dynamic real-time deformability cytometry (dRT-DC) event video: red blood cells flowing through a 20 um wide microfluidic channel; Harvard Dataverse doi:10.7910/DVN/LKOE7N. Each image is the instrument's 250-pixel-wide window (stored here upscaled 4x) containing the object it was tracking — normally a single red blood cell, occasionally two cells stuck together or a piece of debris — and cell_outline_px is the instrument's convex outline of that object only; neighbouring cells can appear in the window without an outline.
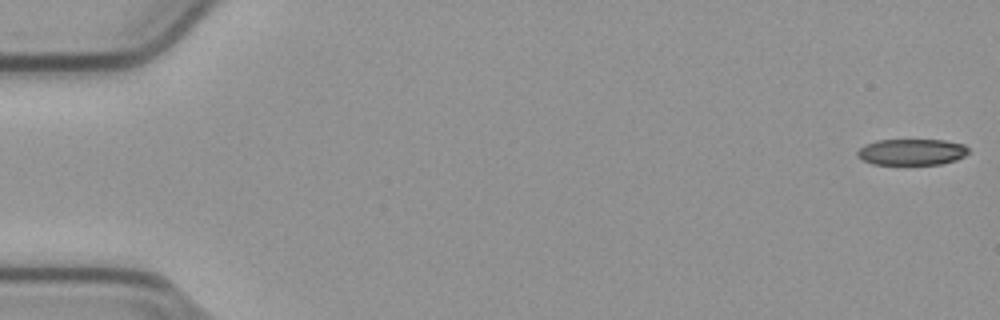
{"species": "common noctule bat (a hibernating species)", "species_latin": "Nyctalus noctula", "temperature_condition": "cold", "stored_images_in_passage": 54, "camera_frame_rate_fps": 3000, "um_per_image_px": 0.085, "animal": {"sex": "male", "body_mass_g": 23.1, "forearm_length_mm": 52.7}, "frame": {"image": 1, "passage_image": 1, "time_ms": 0.0, "image_size_px": [1000, 320], "cell_outline_px": [[968, 152], [964, 156], [956, 160], [940, 164], [872, 164], [856, 156], [856, 152], [864, 144], [876, 140], [944, 140], [964, 144], [968, 148]], "centroid_in_image_um": [77.48, 12.91], "position_along_channel_um": 7.5, "area_um2": 16.99}}
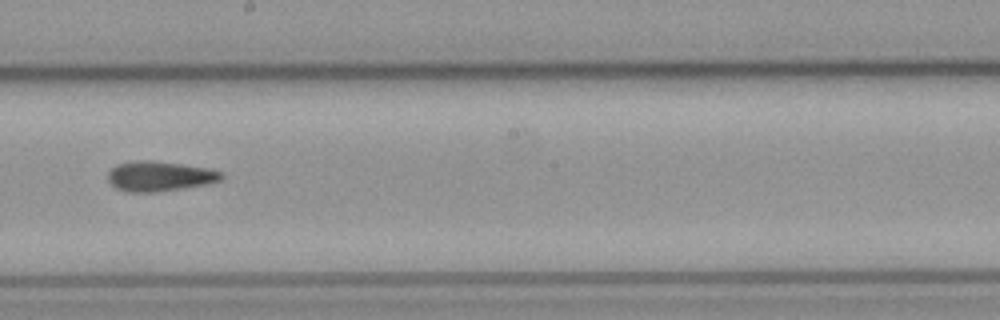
{"frame": {"image": 2, "passage_image": 31, "time_ms": 10.0, "image_size_px": [1000, 320], "cell_outline_px": [[224, 176], [220, 180], [208, 184], [156, 192], [128, 192], [116, 188], [108, 180], [108, 172], [116, 164], [140, 160], [152, 160], [184, 164], [208, 168], [224, 172]], "centroid_in_image_um": [13.59, 14.97], "position_along_channel_um": 234.6, "area_um2": 19.94}}
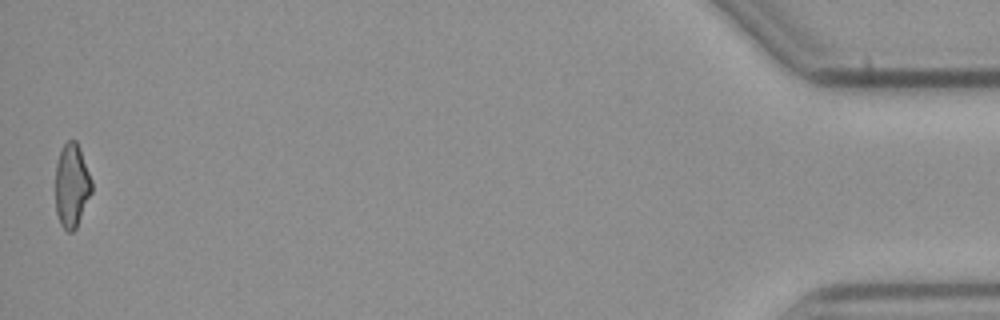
{"frame": {"image": 3, "passage_image": 54, "time_ms": 17.667, "image_size_px": [1000, 320], "cell_outline_px": [[92, 192], [76, 228], [72, 232], [68, 232], [60, 224], [56, 212], [56, 164], [60, 152], [64, 144], [68, 140], [76, 140], [80, 148], [92, 180]], "centroid_in_image_um": [6.11, 15.77], "position_along_channel_um": 429.1, "area_um2": 17.69}, "authors_computed_cell_mechanics": {"area_um2": 19.1318, "velocity_mm_per_s": 3.807, "shape_relaxation_time_tau1_ms": null, "shape_relaxation_time_tau2_ms": 8.2504, "deformation_change_tau1": null, "deformation_change_tau2": 0.1931}}